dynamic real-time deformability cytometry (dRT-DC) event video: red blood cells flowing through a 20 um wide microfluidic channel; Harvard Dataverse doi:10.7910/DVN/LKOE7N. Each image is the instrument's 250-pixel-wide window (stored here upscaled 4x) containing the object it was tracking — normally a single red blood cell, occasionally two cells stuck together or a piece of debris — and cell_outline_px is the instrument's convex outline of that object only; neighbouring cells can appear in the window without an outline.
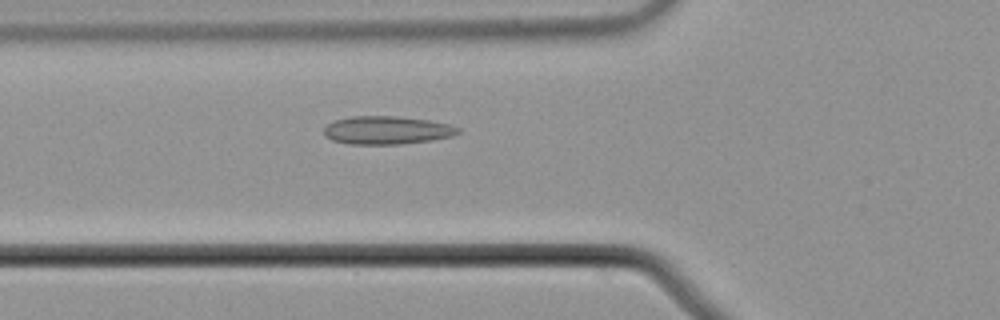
{"species": "common noctule bat (a hibernating species)", "species_latin": "Nyctalus noctula", "temperature_condition": "cold", "stored_images_in_passage": 45, "camera_frame_rate_fps": 3000, "um_per_image_px": 0.085, "animal": {"sex": "male", "body_mass_g": 21.5, "forearm_length_mm": 52.0}, "frame": {"image": 1, "passage_image": 10, "time_ms": 3.0, "image_size_px": [1000, 320], "cell_outline_px": [[460, 132], [452, 136], [432, 140], [400, 144], [348, 144], [332, 140], [324, 136], [324, 128], [332, 120], [352, 116], [396, 116], [428, 120], [448, 124], [460, 128]], "centroid_in_image_um": [32.85, 11.07], "position_along_channel_um": 92.9, "area_um2": 22.08}}
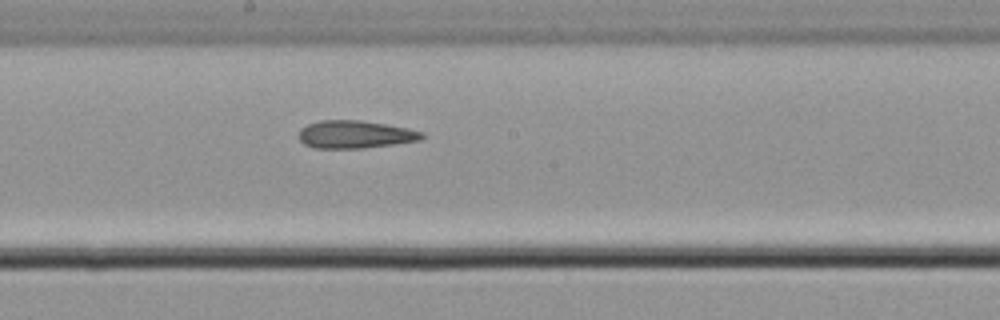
{"frame": {"image": 2, "passage_image": 20, "time_ms": 6.333, "image_size_px": [1000, 320], "cell_outline_px": [[428, 136], [420, 140], [364, 148], [316, 148], [304, 144], [296, 136], [300, 128], [308, 124], [320, 120], [360, 120], [408, 128], [424, 132]], "centroid_in_image_um": [30.17, 11.42], "position_along_channel_um": 218.0, "area_um2": 20.06}}
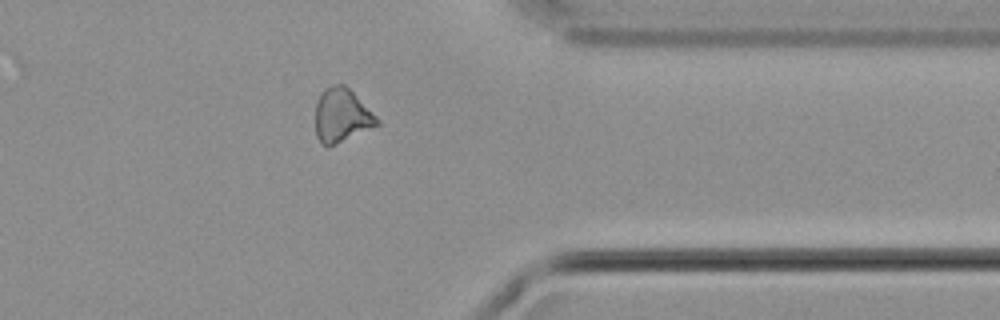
{"frame": {"image": 3, "passage_image": 34, "time_ms": 11.0, "image_size_px": [1000, 320], "cell_outline_px": [[380, 124], [328, 148], [316, 136], [316, 100], [320, 92], [324, 88], [332, 84], [344, 84], [380, 120]], "centroid_in_image_um": [29.02, 9.81], "position_along_channel_um": 382.4, "area_um2": 19.25}, "authors_computed_cell_mechanics": {"area_um2": 20.2878, "velocity_mm_per_s": 3.7563, "shape_relaxation_time_tau1_ms": 4.2985, "shape_relaxation_time_tau2_ms": 4.5389, "deformation_change_tau1": 0.0854, "deformation_change_tau2": 0.1404}}